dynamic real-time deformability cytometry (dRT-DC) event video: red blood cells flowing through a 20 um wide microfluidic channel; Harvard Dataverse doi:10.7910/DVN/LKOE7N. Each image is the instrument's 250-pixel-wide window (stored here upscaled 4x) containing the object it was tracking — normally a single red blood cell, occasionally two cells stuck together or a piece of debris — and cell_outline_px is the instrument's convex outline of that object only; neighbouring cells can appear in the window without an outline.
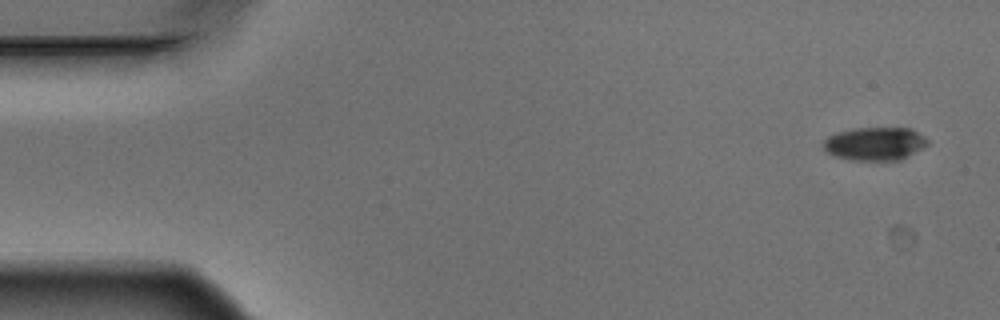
{"species": "Egyptian fruit bat (a non-hibernating species)", "species_latin": "Rousettus aegyptiacus", "temperature_condition": "warm", "stored_images_in_passage": 4, "camera_frame_rate_fps": 3000, "um_per_image_px": 0.085, "animal": {"sex": "male"}, "frame": {"image": 1, "passage_image": 1, "time_ms": 0.0, "image_size_px": [1000, 320], "cell_outline_px": [[928, 144], [900, 160], [848, 160], [832, 156], [824, 148], [824, 140], [828, 136], [836, 132], [856, 128], [912, 128], [924, 136], [928, 140]], "centroid_in_image_um": [74.34, 12.21], "position_along_channel_um": 10.7, "area_um2": 20.17}}